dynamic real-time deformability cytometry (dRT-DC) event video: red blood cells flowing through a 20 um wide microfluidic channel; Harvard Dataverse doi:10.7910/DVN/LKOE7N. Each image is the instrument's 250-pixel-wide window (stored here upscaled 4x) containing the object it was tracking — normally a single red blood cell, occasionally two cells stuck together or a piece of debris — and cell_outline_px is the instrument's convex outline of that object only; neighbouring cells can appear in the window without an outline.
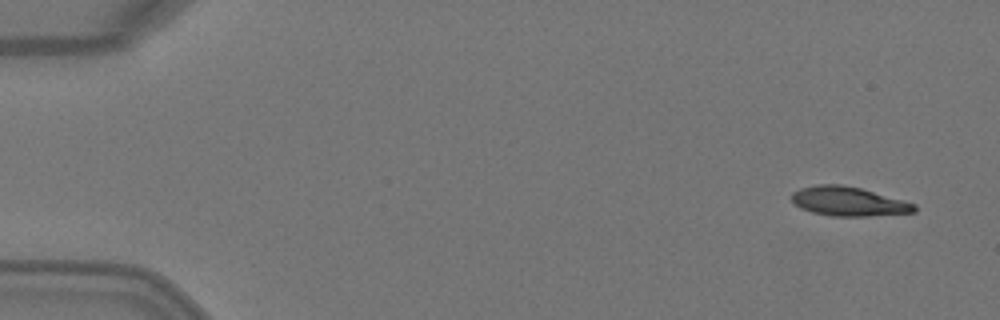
{"species": "Egyptian fruit bat (a non-hibernating species)", "species_latin": "Rousettus aegyptiacus", "temperature_condition": "warm", "stored_images_in_passage": 2, "camera_frame_rate_fps": 3000, "um_per_image_px": 0.085, "animal": {"sex": "female"}, "frame": {"image": 1, "passage_image": 2, "time_ms": 0.333, "image_size_px": [1000, 320], "cell_outline_px": [[916, 212], [868, 216], [832, 216], [812, 212], [800, 208], [792, 200], [792, 192], [800, 188], [816, 184], [840, 184], [860, 188], [904, 200], [916, 204]], "centroid_in_image_um": [72.12, 17.11], "position_along_channel_um": 12.9, "area_um2": 20.87}}